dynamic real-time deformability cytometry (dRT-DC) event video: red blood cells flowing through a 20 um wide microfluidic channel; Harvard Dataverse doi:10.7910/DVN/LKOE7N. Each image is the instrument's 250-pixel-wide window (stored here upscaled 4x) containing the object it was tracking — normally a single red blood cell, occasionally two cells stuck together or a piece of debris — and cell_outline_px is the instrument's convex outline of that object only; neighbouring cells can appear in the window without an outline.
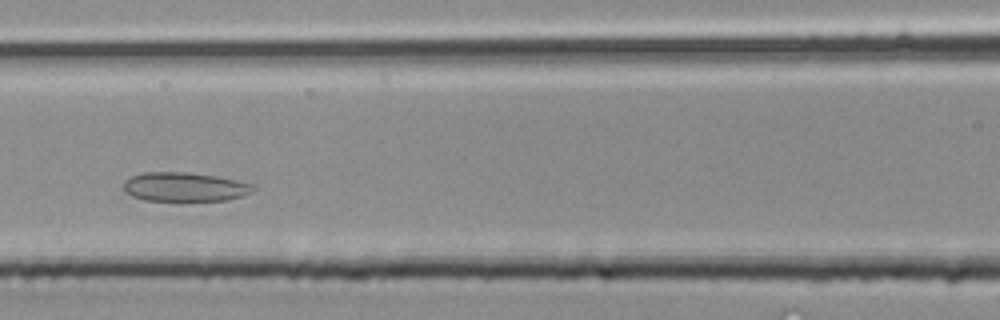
{"species": "common noctule bat (a hibernating species)", "species_latin": "Nyctalus noctula", "temperature_condition": "room temperature", "stored_images_in_passage": 28, "camera_frame_rate_fps": 3000, "um_per_image_px": 0.085, "animal": {"sex": "male", "body_mass_g": 20.4}, "frame": {"image": 1, "passage_image": 9, "time_ms": 2.667, "image_size_px": [1000, 320], "cell_outline_px": [[256, 188], [252, 192], [228, 200], [176, 204], [144, 200], [132, 196], [124, 192], [124, 180], [132, 176], [144, 172], [188, 172], [216, 176], [256, 184]], "centroid_in_image_um": [15.7, 15.94], "position_along_channel_um": 150.9, "area_um2": 23.18}}
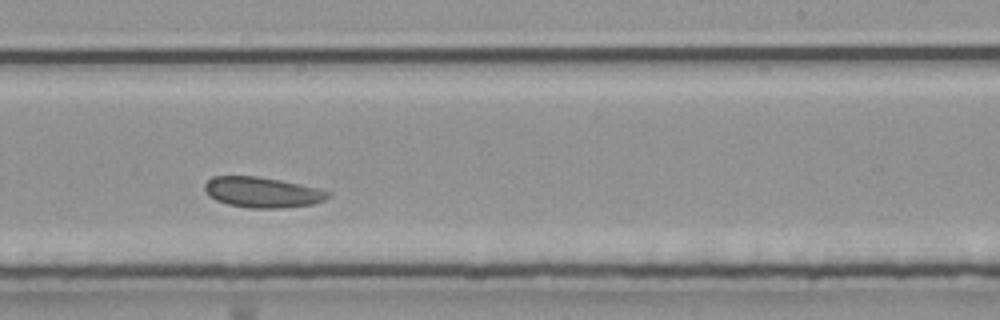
{"frame": {"image": 2, "passage_image": 15, "time_ms": 4.667, "image_size_px": [1000, 320], "cell_outline_px": [[332, 196], [324, 200], [312, 204], [284, 208], [252, 208], [228, 204], [216, 200], [208, 196], [204, 188], [204, 184], [212, 176], [256, 176], [280, 180], [300, 184], [332, 192]], "centroid_in_image_um": [22.3, 16.34], "position_along_channel_um": 266.7, "area_um2": 21.96}}
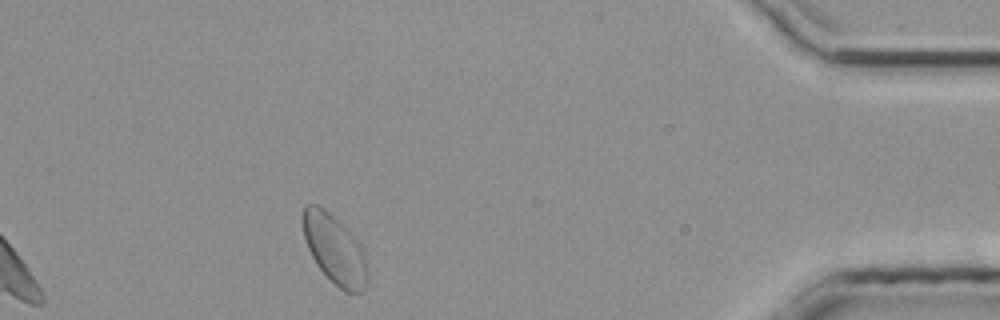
{"frame": {"image": 3, "passage_image": 25, "time_ms": 8.0, "image_size_px": [1000, 320], "cell_outline_px": [[368, 284], [364, 292], [344, 292], [316, 264], [308, 248], [304, 236], [304, 204], [316, 204], [324, 208], [364, 248], [368, 260]], "centroid_in_image_um": [28.51, 21.25], "position_along_channel_um": 406.7, "area_um2": 25.72}}